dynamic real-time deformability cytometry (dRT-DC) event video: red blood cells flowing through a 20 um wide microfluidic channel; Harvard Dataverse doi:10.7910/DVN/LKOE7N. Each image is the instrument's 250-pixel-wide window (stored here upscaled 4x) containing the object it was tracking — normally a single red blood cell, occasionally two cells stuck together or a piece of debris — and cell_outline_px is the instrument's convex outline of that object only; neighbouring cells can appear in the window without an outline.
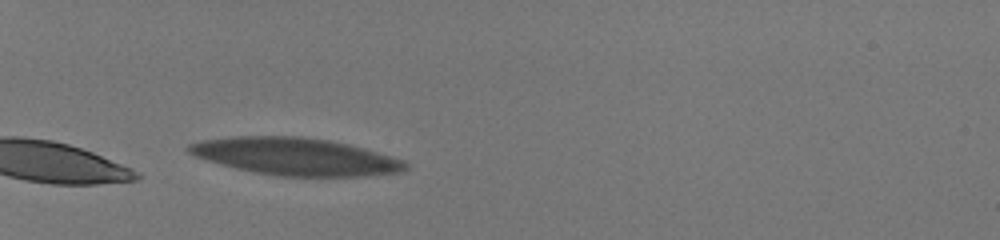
{"species": "human", "species_latin": "Homo sapiens", "temperature_condition": "room temperature", "stored_images_in_passage": 37, "camera_frame_rate_fps": 3000, "um_per_image_px": 0.085, "donor": {"sex": "male"}, "frame": {"image": 1, "passage_image": 1, "time_ms": 0.0, "image_size_px": [1000, 240], "cell_outline_px": [[408, 168], [404, 172], [368, 176], [276, 176], [252, 172], [220, 164], [192, 156], [184, 148], [188, 144], [200, 140], [232, 136], [300, 136], [328, 140], [348, 144], [364, 148], [404, 160], [408, 164]], "centroid_in_image_um": [25.09, 13.3], "position_along_channel_um": 59.9, "area_um2": 47.57}}
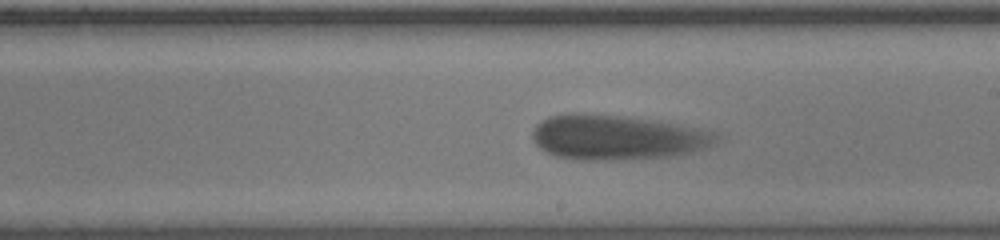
{"frame": {"image": 2, "passage_image": 18, "time_ms": 5.667, "image_size_px": [1000, 240], "cell_outline_px": [[720, 140], [712, 144], [692, 152], [672, 156], [604, 160], [592, 160], [556, 156], [540, 148], [532, 140], [532, 132], [536, 124], [540, 120], [548, 116], [568, 112], [584, 112], [620, 116], [680, 124], [716, 132], [720, 136]], "centroid_in_image_um": [52.41, 11.65], "position_along_channel_um": 236.6, "area_um2": 48.03}}
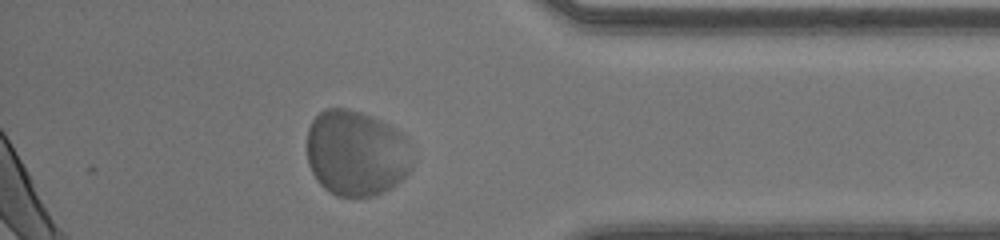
{"frame": {"image": 3, "passage_image": 32, "time_ms": 10.333, "image_size_px": [1000, 240], "cell_outline_px": [[416, 160], [412, 168], [392, 188], [384, 192], [372, 196], [336, 196], [328, 192], [316, 180], [308, 164], [308, 128], [312, 120], [324, 108], [348, 108], [372, 116], [392, 124], [404, 132], [408, 140]], "centroid_in_image_um": [30.34, 13.0], "position_along_channel_um": 404.9, "area_um2": 53.87}, "authors_computed_cell_mechanics": {"area_um2": 48.3208, "velocity_mm_per_s": 3.8097, "shape_relaxation_time_tau1_ms": 4.9782, "shape_relaxation_time_tau2_ms": null, "deformation_change_tau1": 0.162, "deformation_change_tau2": null}}